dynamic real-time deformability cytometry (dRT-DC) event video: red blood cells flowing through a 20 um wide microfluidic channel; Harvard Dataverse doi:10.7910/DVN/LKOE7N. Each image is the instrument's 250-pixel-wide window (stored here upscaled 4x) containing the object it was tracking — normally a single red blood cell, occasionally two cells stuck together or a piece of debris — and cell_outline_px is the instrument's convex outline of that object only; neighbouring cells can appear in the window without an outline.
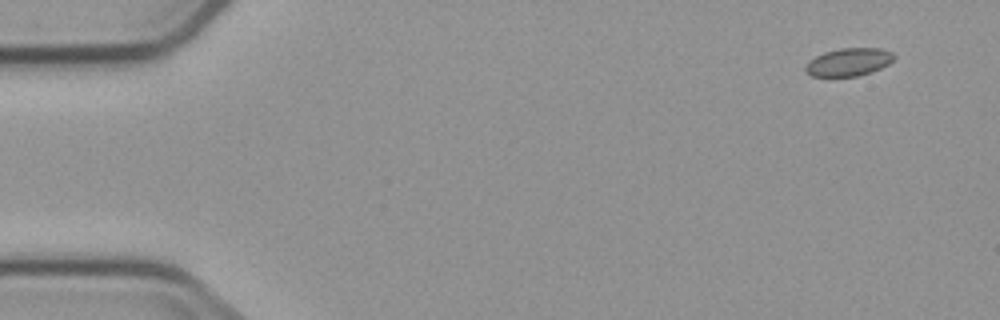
{"species": "common noctule bat (a hibernating species)", "species_latin": "Nyctalus noctula", "temperature_condition": "cold", "stored_images_in_passage": 4, "camera_frame_rate_fps": 3000, "um_per_image_px": 0.085, "animal": {"sex": "male", "body_mass_g": 23.1, "forearm_length_mm": 52.7}, "frame": {"image": 1, "passage_image": 1, "time_ms": 0.0, "image_size_px": [1000, 320], "cell_outline_px": [[896, 56], [888, 64], [872, 72], [856, 76], [812, 76], [804, 72], [804, 68], [808, 60], [824, 52], [840, 48], [880, 48], [892, 52]], "centroid_in_image_um": [72.11, 5.27], "position_along_channel_um": 12.9, "area_um2": 14.45}}